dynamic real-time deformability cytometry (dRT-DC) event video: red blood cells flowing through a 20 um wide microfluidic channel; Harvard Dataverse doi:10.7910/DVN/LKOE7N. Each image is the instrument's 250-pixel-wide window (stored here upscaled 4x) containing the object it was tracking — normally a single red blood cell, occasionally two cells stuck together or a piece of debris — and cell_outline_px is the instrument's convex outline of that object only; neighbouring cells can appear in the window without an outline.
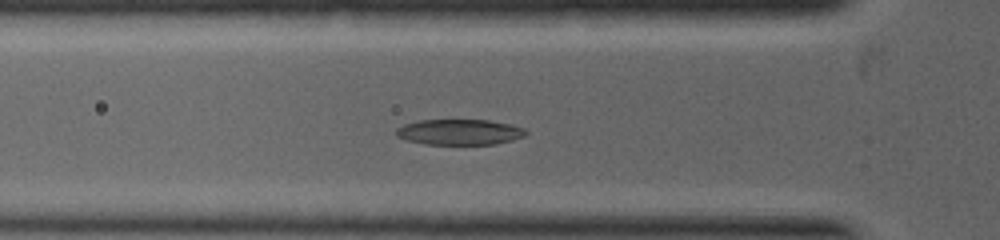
{"species": "common noctule bat (a hibernating species)", "species_latin": "Nyctalus noctula", "temperature_condition": "warm", "stored_images_in_passage": 34, "camera_frame_rate_fps": 5000, "um_per_image_px": 0.085, "animal": {"sex": "female", "body_mass_g": 19.0, "forearm_length_mm": 53.3}, "frame": {"image": 1, "passage_image": 9, "time_ms": 1.8, "image_size_px": [1000, 240], "cell_outline_px": [[528, 132], [524, 136], [512, 140], [496, 144], [424, 144], [408, 140], [396, 136], [396, 128], [404, 124], [420, 120], [488, 120], [512, 124], [524, 128]], "centroid_in_image_um": [39.08, 11.22], "position_along_channel_um": 86.7, "area_um2": 19.36}}
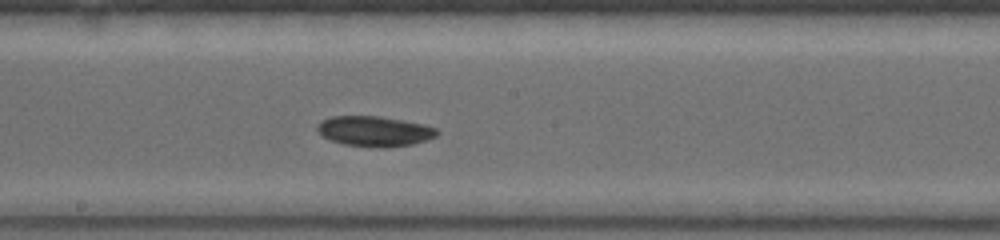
{"frame": {"image": 2, "passage_image": 17, "time_ms": 3.6, "image_size_px": [1000, 240], "cell_outline_px": [[440, 132], [436, 136], [412, 144], [384, 148], [376, 148], [344, 144], [332, 140], [324, 136], [316, 128], [316, 124], [320, 120], [332, 116], [380, 116], [420, 124], [436, 128]], "centroid_in_image_um": [31.8, 11.15], "position_along_channel_um": 216.4, "area_um2": 20.92}}
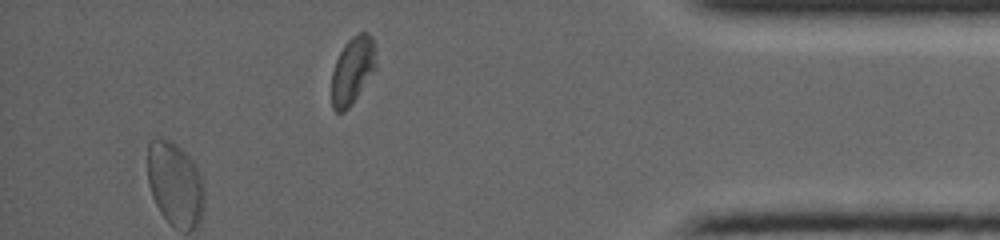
{"frame": {"image": 3, "passage_image": 34, "time_ms": 7.4, "image_size_px": [1000, 240], "cell_outline_px": [[376, 68], [352, 104], [344, 112], [336, 112], [332, 108], [332, 72], [336, 60], [344, 44], [352, 36], [360, 32], [368, 32], [372, 36], [376, 64]], "centroid_in_image_um": [29.96, 5.98], "position_along_channel_um": 405.2, "area_um2": 17.34}}